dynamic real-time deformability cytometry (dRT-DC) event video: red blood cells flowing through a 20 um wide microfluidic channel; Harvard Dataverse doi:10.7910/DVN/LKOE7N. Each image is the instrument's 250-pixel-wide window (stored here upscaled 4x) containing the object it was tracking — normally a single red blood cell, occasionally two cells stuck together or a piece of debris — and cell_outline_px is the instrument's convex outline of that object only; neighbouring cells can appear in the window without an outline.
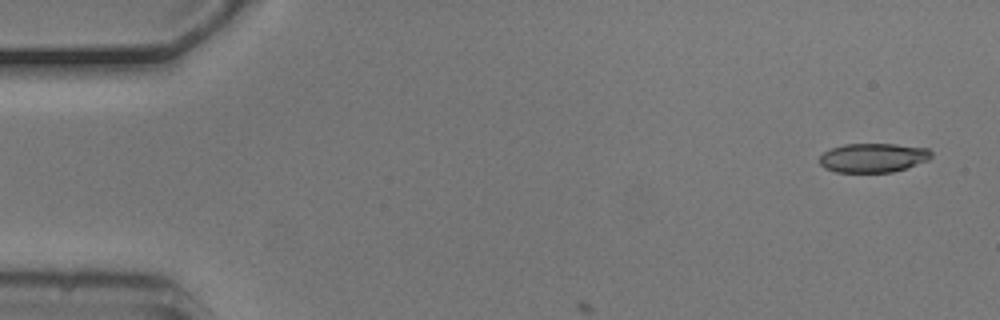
{"species": "common noctule bat (a hibernating species)", "species_latin": "Nyctalus noctula", "temperature_condition": "cold", "stored_images_in_passage": 3, "camera_frame_rate_fps": 3000, "um_per_image_px": 0.085, "animal": {"sex": "male", "body_mass_g": 20.5, "forearm_length_mm": 52.5}, "frame": {"image": 1, "passage_image": 1, "time_ms": 0.0, "image_size_px": [1000, 320], "cell_outline_px": [[932, 156], [928, 160], [892, 172], [836, 172], [824, 168], [816, 160], [824, 152], [832, 148], [844, 144], [896, 144], [928, 148], [932, 152]], "centroid_in_image_um": [74.18, 13.4], "position_along_channel_um": 10.8, "area_um2": 19.02}}